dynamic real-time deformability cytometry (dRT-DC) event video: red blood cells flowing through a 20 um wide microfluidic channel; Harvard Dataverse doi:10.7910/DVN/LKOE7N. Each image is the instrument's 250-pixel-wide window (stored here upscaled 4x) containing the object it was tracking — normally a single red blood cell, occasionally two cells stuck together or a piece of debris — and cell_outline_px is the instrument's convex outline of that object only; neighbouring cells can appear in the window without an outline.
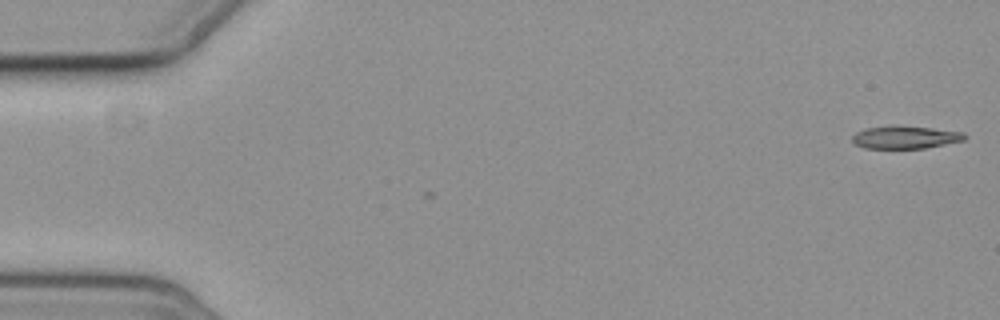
{"species": "common noctule bat (a hibernating species)", "species_latin": "Nyctalus noctula", "temperature_condition": "cold", "stored_images_in_passage": 2, "camera_frame_rate_fps": 3000, "um_per_image_px": 0.085, "animal": {"sex": "female", "body_mass_g": 19.3, "forearm_length_mm": 54.1}, "frame": {"image": 1, "passage_image": 1, "time_ms": 0.0, "image_size_px": [1000, 320], "cell_outline_px": [[968, 136], [964, 140], [924, 148], [864, 148], [856, 144], [852, 140], [852, 136], [856, 132], [864, 128], [892, 124], [932, 128], [964, 132]], "centroid_in_image_um": [76.93, 11.64], "position_along_channel_um": 8.1, "area_um2": 15.09}}